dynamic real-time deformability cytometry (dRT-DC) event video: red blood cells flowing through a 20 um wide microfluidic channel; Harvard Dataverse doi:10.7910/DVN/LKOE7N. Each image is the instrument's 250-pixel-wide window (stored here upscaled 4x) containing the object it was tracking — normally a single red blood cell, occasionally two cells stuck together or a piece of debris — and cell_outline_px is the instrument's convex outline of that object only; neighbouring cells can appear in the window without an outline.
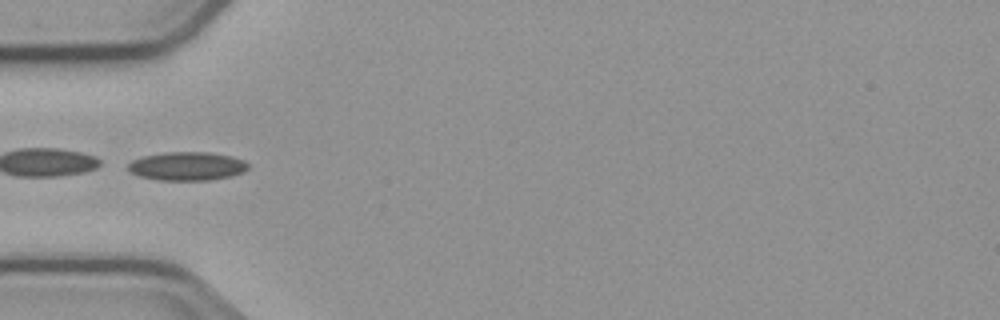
{"species": "common noctule bat (a hibernating species)", "species_latin": "Nyctalus noctula", "temperature_condition": "cold", "stored_images_in_passage": 2, "camera_frame_rate_fps": 3000, "um_per_image_px": 0.085, "animal": {"sex": "male", "body_mass_g": 23.1, "forearm_length_mm": 52.7}, "frame": {"image": 1, "passage_image": 1, "time_ms": 0.0, "image_size_px": [1000, 320], "cell_outline_px": [[248, 168], [244, 172], [228, 176], [208, 180], [160, 180], [140, 176], [132, 172], [128, 168], [128, 164], [132, 160], [144, 156], [164, 152], [208, 152], [232, 156], [244, 160], [248, 164]], "centroid_in_image_um": [15.92, 14.11], "position_along_channel_um": 69.1, "area_um2": 19.83}}
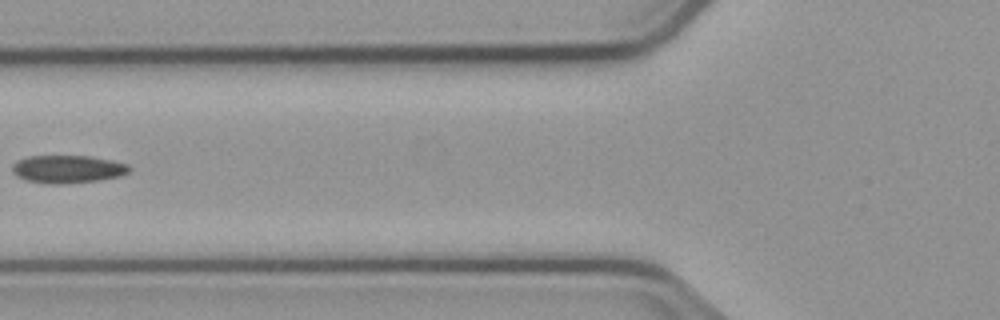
{"frame": {"image": 2, "passage_image": 2, "time_ms": 1.333, "image_size_px": [1000, 320], "cell_outline_px": [[132, 168], [128, 172], [120, 176], [96, 180], [60, 184], [48, 184], [28, 180], [16, 176], [12, 172], [12, 164], [16, 160], [28, 156], [88, 156], [112, 160], [128, 164]], "centroid_in_image_um": [5.73, 14.36], "position_along_channel_um": 120.1, "area_um2": 18.96}}